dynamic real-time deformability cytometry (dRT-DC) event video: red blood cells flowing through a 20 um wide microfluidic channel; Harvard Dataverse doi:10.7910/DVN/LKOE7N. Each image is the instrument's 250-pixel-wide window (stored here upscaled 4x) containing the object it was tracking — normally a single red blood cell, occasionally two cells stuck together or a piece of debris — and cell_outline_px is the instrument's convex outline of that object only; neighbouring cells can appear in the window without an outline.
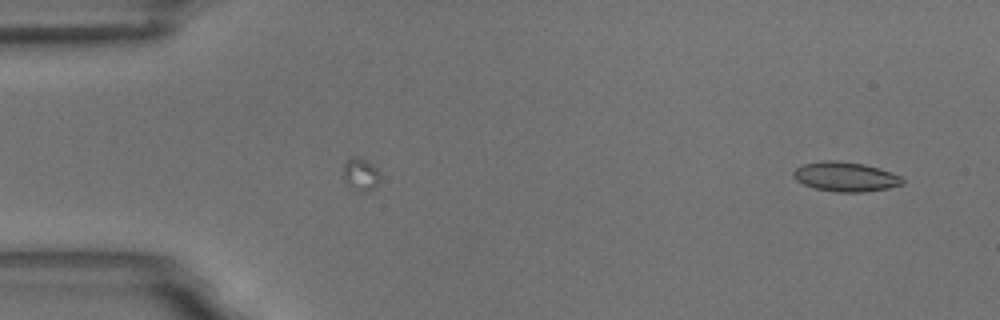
{"species": "common noctule bat (a hibernating species)", "species_latin": "Nyctalus noctula", "temperature_condition": "room temperature", "stored_images_in_passage": 45, "camera_frame_rate_fps": 3000, "um_per_image_px": 0.085, "animal": {"sex": "male", "body_mass_g": 18.8}, "frame": {"image": 1, "passage_image": 1, "time_ms": 0.0, "image_size_px": [1000, 320], "cell_outline_px": [[904, 184], [888, 188], [864, 192], [836, 192], [816, 188], [804, 184], [796, 180], [792, 172], [796, 168], [804, 164], [828, 160], [836, 160], [864, 164], [880, 168], [892, 172], [900, 176], [904, 180]], "centroid_in_image_um": [71.9, 15.02], "position_along_channel_um": 13.1, "area_um2": 18.73}}
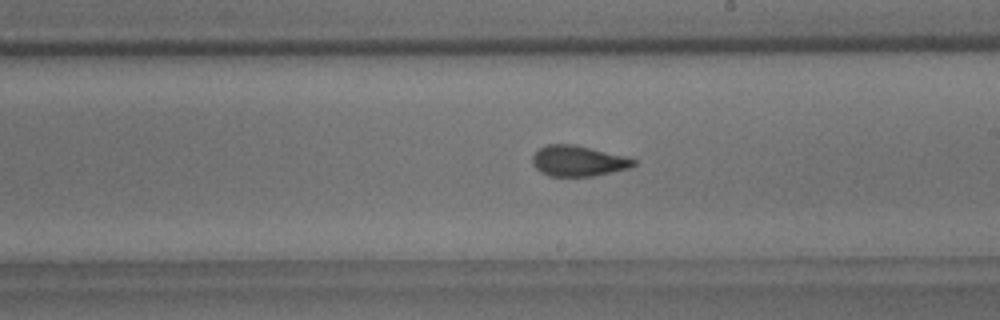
{"frame": {"image": 2, "passage_image": 29, "time_ms": 9.333, "image_size_px": [1000, 320], "cell_outline_px": [[636, 164], [628, 168], [592, 176], [548, 176], [540, 172], [532, 164], [532, 156], [540, 148], [548, 144], [572, 144], [636, 160]], "centroid_in_image_um": [49.06, 13.69], "position_along_channel_um": 239.9, "area_um2": 17.57}}
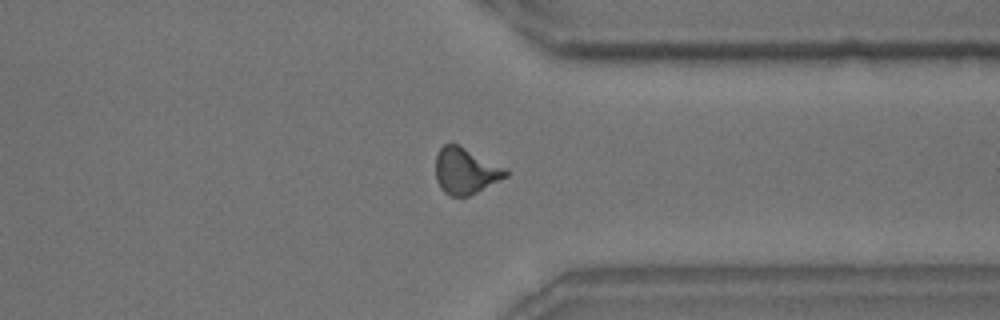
{"frame": {"image": 3, "passage_image": 40, "time_ms": 13.0, "image_size_px": [1000, 320], "cell_outline_px": [[508, 176], [468, 196], [448, 196], [440, 188], [436, 180], [436, 156], [440, 148], [444, 144], [456, 144], [504, 168], [508, 172]], "centroid_in_image_um": [39.52, 14.56], "position_along_channel_um": 371.9, "area_um2": 18.38}, "authors_computed_cell_mechanics": {"area_um2": 18.4382, "velocity_mm_per_s": 3.6598, "shape_relaxation_time_tau1_ms": 7.9686, "shape_relaxation_time_tau2_ms": 1.4483, "deformation_change_tau1": 0.2047, "deformation_change_tau2": 0.0784}}